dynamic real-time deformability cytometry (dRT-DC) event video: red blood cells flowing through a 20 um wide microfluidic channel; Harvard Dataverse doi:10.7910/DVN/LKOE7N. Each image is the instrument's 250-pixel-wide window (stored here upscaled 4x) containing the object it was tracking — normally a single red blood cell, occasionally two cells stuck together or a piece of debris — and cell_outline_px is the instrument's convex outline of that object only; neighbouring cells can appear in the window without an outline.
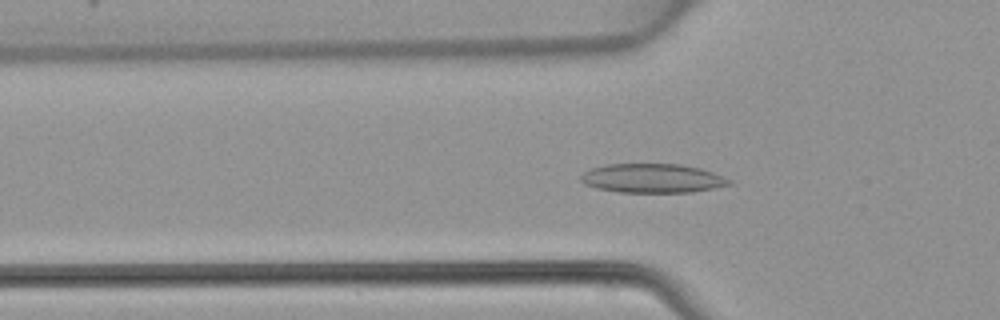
{"species": "common noctule bat (a hibernating species)", "species_latin": "Nyctalus noctula", "temperature_condition": "warm", "stored_images_in_passage": 47, "camera_frame_rate_fps": 3000, "um_per_image_px": 0.085, "animal": {"sex": "female", "body_mass_g": 22.7, "forearm_length_mm": 54.2}, "frame": {"image": 1, "passage_image": 15, "time_ms": 4.667, "image_size_px": [1000, 320], "cell_outline_px": [[732, 184], [692, 192], [616, 192], [596, 188], [584, 184], [580, 180], [580, 176], [584, 172], [592, 168], [604, 164], [680, 164], [700, 168], [712, 172], [732, 180]], "centroid_in_image_um": [55.43, 15.15], "position_along_channel_um": 70.4, "area_um2": 25.14}}
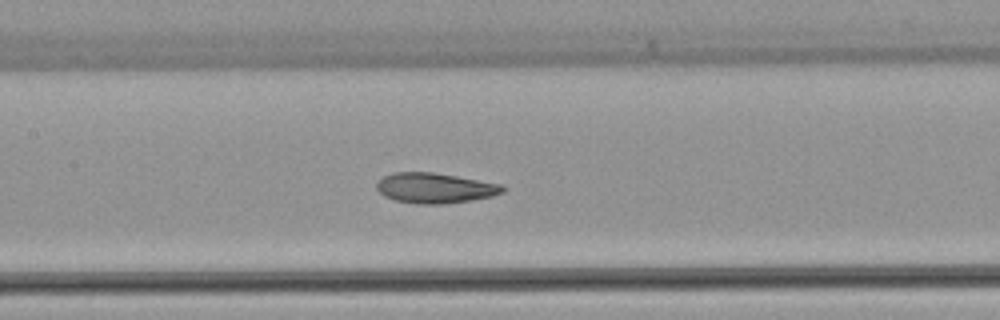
{"frame": {"image": 2, "passage_image": 22, "time_ms": 7.0, "image_size_px": [1000, 320], "cell_outline_px": [[508, 188], [504, 192], [492, 196], [472, 200], [440, 204], [416, 204], [396, 200], [384, 196], [376, 188], [376, 184], [384, 176], [392, 172], [432, 172], [456, 176], [500, 184]], "centroid_in_image_um": [36.97, 15.98], "position_along_channel_um": 170.4, "area_um2": 22.14}}
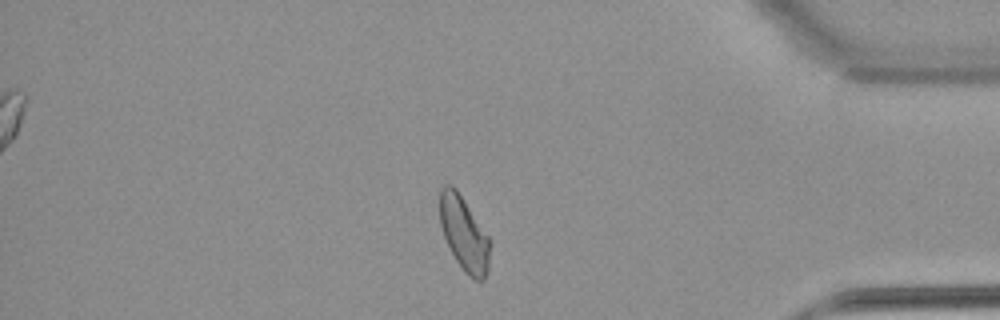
{"frame": {"image": 3, "passage_image": 40, "time_ms": 13.0, "image_size_px": [1000, 320], "cell_outline_px": [[492, 244], [488, 272], [484, 280], [476, 280], [468, 276], [464, 272], [456, 260], [444, 236], [440, 224], [440, 188], [444, 184], [452, 184], [456, 188], [492, 240]], "centroid_in_image_um": [39.48, 19.87], "position_along_channel_um": 395.7, "area_um2": 22.08}}